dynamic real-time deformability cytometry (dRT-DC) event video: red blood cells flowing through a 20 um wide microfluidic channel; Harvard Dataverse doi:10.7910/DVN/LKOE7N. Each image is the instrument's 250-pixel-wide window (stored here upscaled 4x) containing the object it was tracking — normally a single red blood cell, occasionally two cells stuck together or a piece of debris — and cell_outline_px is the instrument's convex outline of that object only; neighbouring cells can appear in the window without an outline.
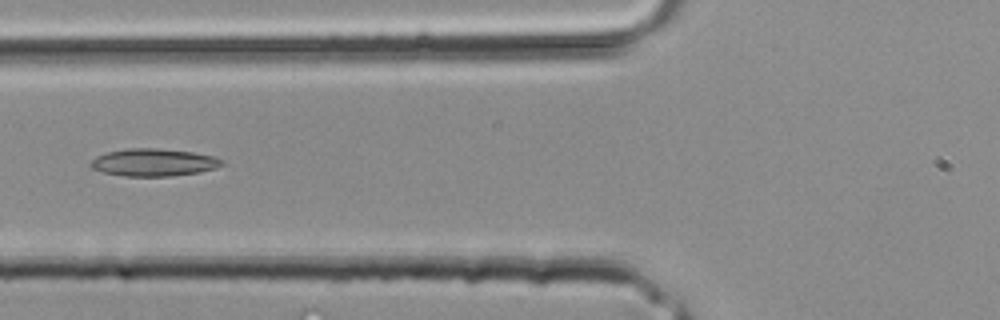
{"species": "common noctule bat (a hibernating species)", "species_latin": "Nyctalus noctula", "temperature_condition": "room temperature", "stored_images_in_passage": 27, "camera_frame_rate_fps": 3000, "um_per_image_px": 0.085, "animal": {"sex": "male", "body_mass_g": 20.4}, "frame": {"image": 1, "passage_image": 6, "time_ms": 1.667, "image_size_px": [1000, 320], "cell_outline_px": [[224, 164], [216, 168], [200, 172], [172, 176], [124, 176], [104, 172], [92, 168], [92, 160], [96, 156], [108, 152], [128, 148], [156, 148], [192, 152], [212, 156], [224, 160]], "centroid_in_image_um": [13.1, 13.8], "position_along_channel_um": 112.7, "area_um2": 20.87}}
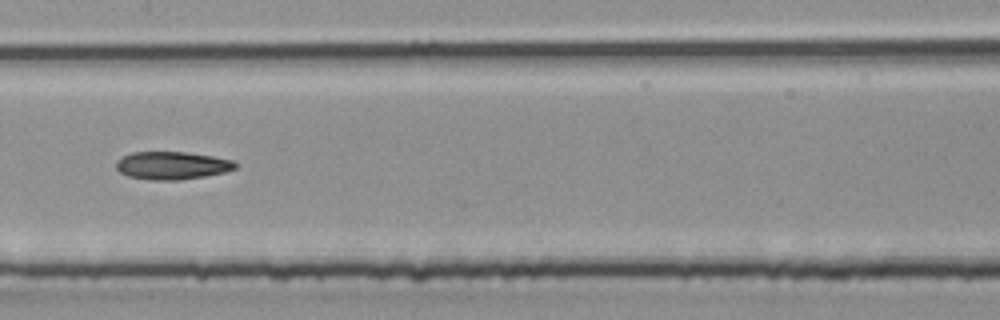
{"frame": {"image": 2, "passage_image": 10, "time_ms": 3.0, "image_size_px": [1000, 320], "cell_outline_px": [[236, 168], [224, 172], [204, 176], [180, 180], [152, 180], [128, 176], [120, 172], [116, 168], [116, 160], [120, 156], [132, 152], [188, 152], [212, 156], [232, 160], [236, 164]], "centroid_in_image_um": [14.58, 14.06], "position_along_channel_um": 192.8, "area_um2": 19.36}}
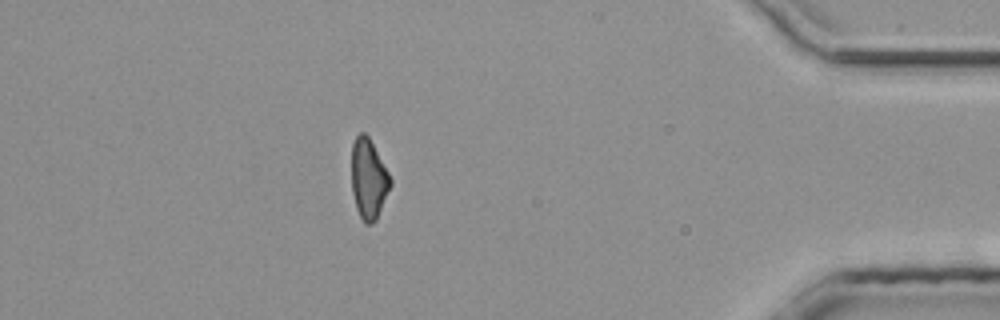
{"frame": {"image": 3, "passage_image": 23, "time_ms": 7.333, "image_size_px": [1000, 320], "cell_outline_px": [[392, 184], [376, 220], [372, 224], [364, 224], [356, 208], [352, 192], [352, 144], [356, 136], [360, 132], [364, 132], [368, 136], [388, 172], [392, 180]], "centroid_in_image_um": [31.32, 15.23], "position_along_channel_um": 403.9, "area_um2": 18.03}}